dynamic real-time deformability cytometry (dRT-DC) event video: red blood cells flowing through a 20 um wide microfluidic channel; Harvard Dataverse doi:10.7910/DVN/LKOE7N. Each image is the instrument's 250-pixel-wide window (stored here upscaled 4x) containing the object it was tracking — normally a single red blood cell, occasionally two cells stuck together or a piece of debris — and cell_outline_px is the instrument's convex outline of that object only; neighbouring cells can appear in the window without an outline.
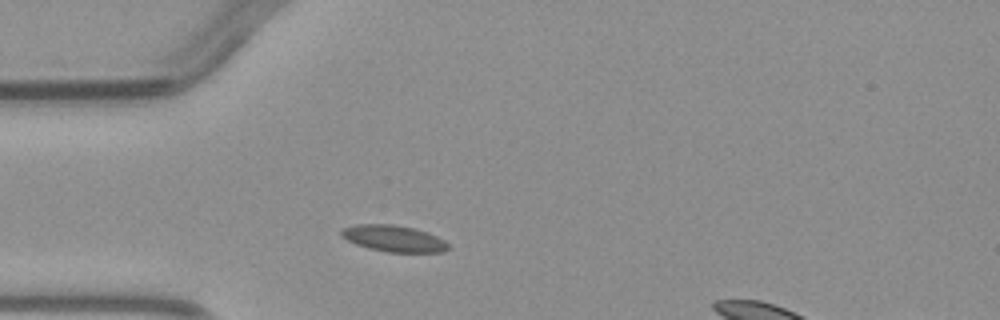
{"species": "common noctule bat (a hibernating species)", "species_latin": "Nyctalus noctula", "temperature_condition": "warm", "stored_images_in_passage": 1, "camera_frame_rate_fps": 3000, "um_per_image_px": 0.085, "animal": {"sex": "male", "body_mass_g": 23.1, "forearm_length_mm": 52.7}, "frame": {"image": 1, "passage_image": 1, "time_ms": 0.0, "image_size_px": [1000, 320], "cell_outline_px": [[452, 248], [444, 252], [388, 252], [368, 248], [356, 244], [340, 236], [340, 232], [344, 228], [356, 224], [392, 224], [412, 228], [428, 232], [444, 240]], "centroid_in_image_um": [33.49, 20.28], "position_along_channel_um": 51.5, "area_um2": 16.47}}